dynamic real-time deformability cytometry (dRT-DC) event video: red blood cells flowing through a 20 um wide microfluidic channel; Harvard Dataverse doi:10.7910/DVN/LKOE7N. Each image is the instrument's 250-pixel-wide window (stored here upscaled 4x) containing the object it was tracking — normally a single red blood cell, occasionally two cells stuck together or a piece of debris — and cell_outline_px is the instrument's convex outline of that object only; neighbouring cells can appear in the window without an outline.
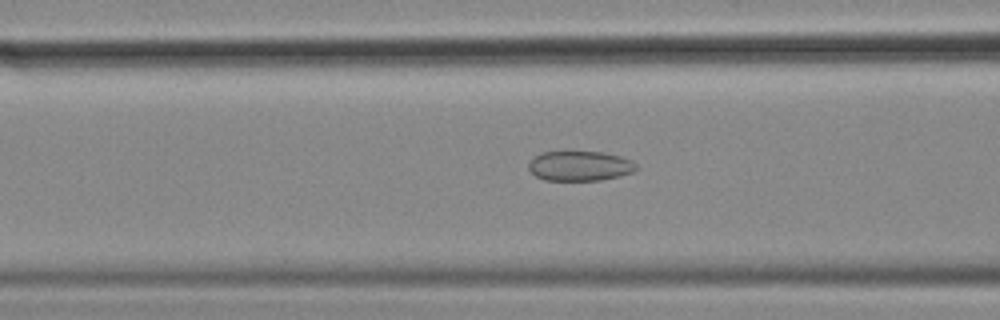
{"species": "common noctule bat (a hibernating species)", "species_latin": "Nyctalus noctula", "temperature_condition": "cold", "stored_images_in_passage": 47, "camera_frame_rate_fps": 3000, "um_per_image_px": 0.085, "animal": {"sex": "female", "body_mass_g": 18.4}, "frame": {"image": 1, "passage_image": 18, "time_ms": 5.667, "image_size_px": [1000, 320], "cell_outline_px": [[636, 168], [632, 172], [620, 176], [600, 180], [544, 180], [536, 176], [528, 168], [528, 164], [540, 152], [604, 152], [620, 156], [632, 160], [636, 164]], "centroid_in_image_um": [49.29, 14.1], "position_along_channel_um": 117.3, "area_um2": 18.61}}
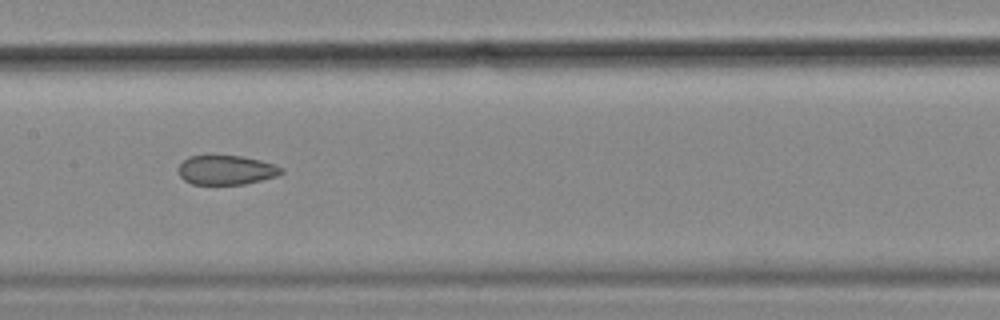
{"frame": {"image": 2, "passage_image": 24, "time_ms": 7.667, "image_size_px": [1000, 320], "cell_outline_px": [[284, 172], [276, 176], [244, 184], [192, 184], [184, 180], [180, 176], [180, 164], [188, 156], [212, 152], [240, 156], [260, 160], [284, 168]], "centroid_in_image_um": [19.19, 14.4], "position_along_channel_um": 188.2, "area_um2": 18.09}}
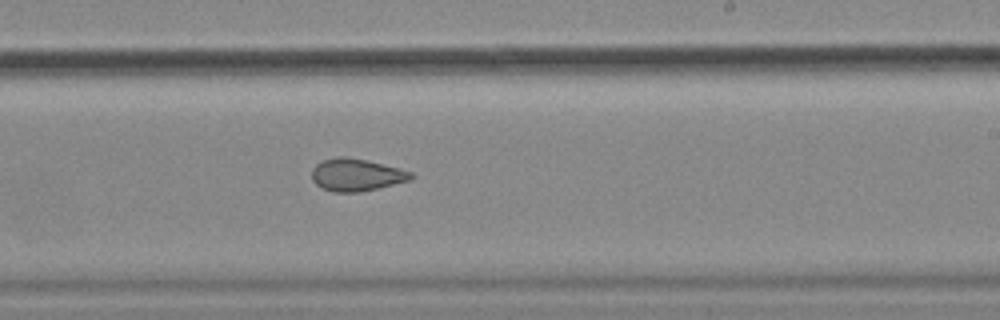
{"frame": {"image": 3, "passage_image": 30, "time_ms": 9.667, "image_size_px": [1000, 320], "cell_outline_px": [[416, 176], [412, 180], [360, 192], [332, 192], [316, 184], [312, 180], [312, 168], [316, 164], [324, 160], [336, 156], [344, 156], [364, 160], [400, 168], [412, 172]], "centroid_in_image_um": [30.31, 14.86], "position_along_channel_um": 258.7, "area_um2": 18.73}, "authors_computed_cell_mechanics": {"area_um2": 19.5942, "velocity_mm_per_s": 3.5455, "shape_relaxation_time_tau1_ms": null, "shape_relaxation_time_tau2_ms": 2.8678, "deformation_change_tau1": null, "deformation_change_tau2": 0.0826}}